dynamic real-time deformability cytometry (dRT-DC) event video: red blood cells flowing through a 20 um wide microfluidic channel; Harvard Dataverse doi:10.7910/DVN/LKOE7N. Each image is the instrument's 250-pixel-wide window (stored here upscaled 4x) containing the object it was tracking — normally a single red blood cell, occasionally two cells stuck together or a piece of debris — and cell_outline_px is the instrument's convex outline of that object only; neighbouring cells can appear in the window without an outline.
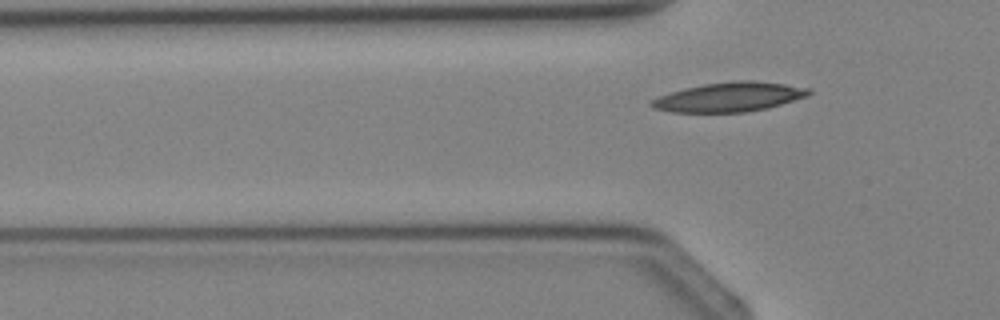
{"species": "Egyptian fruit bat (a non-hibernating species)", "species_latin": "Rousettus aegyptiacus", "temperature_condition": "cold", "stored_images_in_passage": 2, "camera_frame_rate_fps": 3000, "um_per_image_px": 0.085, "animal": {"sex": "female"}, "frame": {"image": 1, "passage_image": 2, "time_ms": 1.333, "image_size_px": [1000, 320], "cell_outline_px": [[812, 92], [808, 96], [768, 108], [744, 112], [672, 112], [652, 108], [648, 104], [648, 100], [684, 88], [704, 84], [736, 80], [752, 80], [784, 84], [812, 88]], "centroid_in_image_um": [61.99, 8.24], "position_along_channel_um": 63.8, "area_um2": 27.05}}